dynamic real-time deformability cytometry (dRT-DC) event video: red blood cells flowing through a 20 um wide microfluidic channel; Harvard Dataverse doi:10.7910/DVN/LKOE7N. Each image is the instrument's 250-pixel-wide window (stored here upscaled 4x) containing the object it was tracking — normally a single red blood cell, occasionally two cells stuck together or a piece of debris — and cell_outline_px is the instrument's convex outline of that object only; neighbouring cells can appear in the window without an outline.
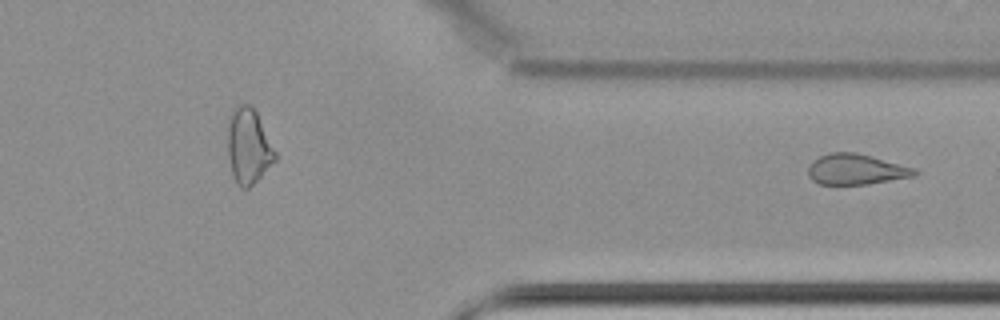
{"species": "common noctule bat (a hibernating species)", "species_latin": "Nyctalus noctula", "temperature_condition": "cold", "stored_images_in_passage": 34, "segment_of_instrument_passage": [2, 2], "camera_frame_rate_fps": 3000, "um_per_image_px": 0.085, "animal": {"sex": "female", "body_mass_g": 22.7, "forearm_length_mm": 54.2}, "frame": {"image": 1, "passage_image": 34, "time_ms": 11.0, "image_size_px": [1000, 320], "cell_outline_px": [[920, 172], [916, 176], [868, 184], [820, 184], [812, 180], [808, 176], [808, 168], [812, 160], [828, 152], [856, 152], [872, 156], [916, 168]], "centroid_in_image_um": [72.78, 14.39], "position_along_channel_um": 338.6, "area_um2": 19.19}}